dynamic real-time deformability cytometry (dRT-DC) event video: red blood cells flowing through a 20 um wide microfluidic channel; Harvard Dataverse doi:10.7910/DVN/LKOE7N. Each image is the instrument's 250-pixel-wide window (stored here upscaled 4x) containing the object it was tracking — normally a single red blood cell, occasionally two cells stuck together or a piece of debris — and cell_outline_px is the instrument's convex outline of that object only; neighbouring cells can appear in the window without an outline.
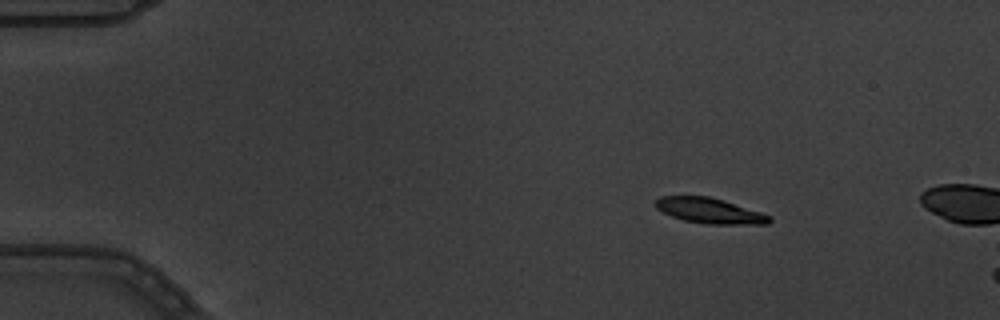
{"species": "common noctule bat (a hibernating species)", "species_latin": "Nyctalus noctula", "temperature_condition": "warm", "stored_images_in_passage": 4, "camera_frame_rate_fps": 3000, "um_per_image_px": 0.085, "animal": {"sex": "male", "body_mass_g": 19.5, "forearm_length_mm": 54.6}, "frame": {"image": 1, "passage_image": 2, "time_ms": 0.333, "image_size_px": [1000, 320], "cell_outline_px": [[772, 220], [768, 224], [708, 224], [684, 220], [672, 216], [656, 208], [656, 200], [660, 196], [708, 196], [724, 200], [772, 216]], "centroid_in_image_um": [60.35, 17.91], "position_along_channel_um": 24.7, "area_um2": 16.7}}